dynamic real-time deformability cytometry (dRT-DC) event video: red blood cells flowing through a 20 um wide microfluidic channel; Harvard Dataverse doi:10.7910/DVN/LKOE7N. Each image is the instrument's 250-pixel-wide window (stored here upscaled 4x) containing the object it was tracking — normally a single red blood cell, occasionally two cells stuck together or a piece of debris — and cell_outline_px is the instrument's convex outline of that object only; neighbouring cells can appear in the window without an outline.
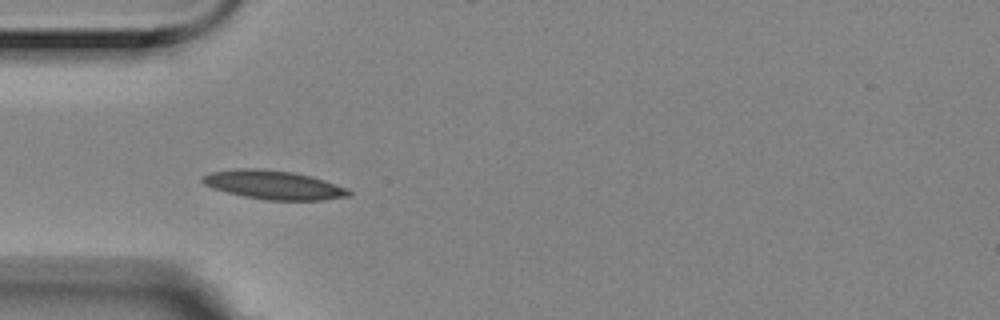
{"species": "Egyptian fruit bat (a non-hibernating species)", "species_latin": "Rousettus aegyptiacus", "temperature_condition": "room temperature", "stored_images_in_passage": 5, "camera_frame_rate_fps": 3000, "um_per_image_px": 0.085, "animal": {"sex": "female"}, "frame": {"image": 1, "passage_image": 4, "time_ms": 1.0, "image_size_px": [1000, 320], "cell_outline_px": [[352, 196], [324, 200], [268, 200], [244, 196], [212, 188], [204, 184], [200, 180], [200, 176], [212, 172], [236, 168], [264, 168], [292, 172], [312, 176], [348, 188], [352, 192]], "centroid_in_image_um": [23.27, 15.71], "position_along_channel_um": 61.7, "area_um2": 24.8}}
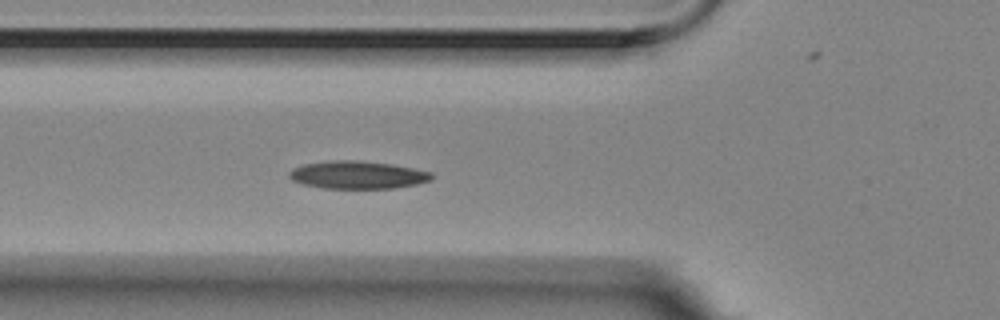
{"frame": {"image": 2, "passage_image": 5, "time_ms": 1.333, "image_size_px": [1000, 320], "cell_outline_px": [[432, 180], [416, 184], [392, 188], [324, 188], [304, 184], [292, 180], [288, 176], [288, 172], [292, 168], [304, 164], [328, 160], [360, 160], [392, 164], [432, 172]], "centroid_in_image_um": [30.37, 14.85], "position_along_channel_um": 95.4, "area_um2": 23.06}}